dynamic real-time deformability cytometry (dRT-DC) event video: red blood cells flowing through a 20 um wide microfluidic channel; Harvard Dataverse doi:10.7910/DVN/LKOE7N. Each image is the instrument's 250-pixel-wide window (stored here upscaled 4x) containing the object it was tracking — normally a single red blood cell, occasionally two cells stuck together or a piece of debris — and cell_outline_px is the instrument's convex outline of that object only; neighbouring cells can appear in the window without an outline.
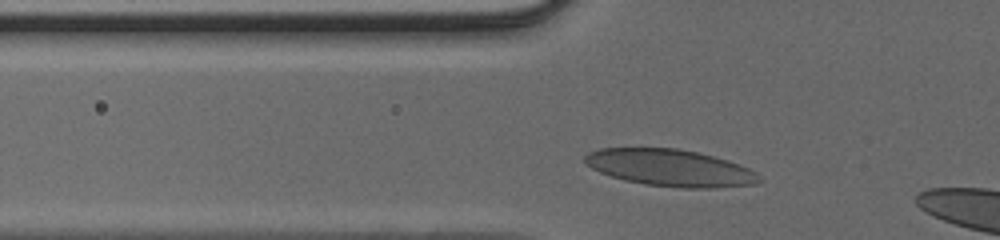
{"species": "human", "species_latin": "Homo sapiens", "temperature_condition": "cold", "stored_images_in_passage": 32, "camera_frame_rate_fps": 3000, "um_per_image_px": 0.085, "donor": {"sex": "male"}, "frame": {"image": 1, "passage_image": 5, "time_ms": 1.333, "image_size_px": [1000, 240], "cell_outline_px": [[764, 180], [756, 184], [716, 188], [680, 188], [644, 184], [624, 180], [600, 172], [592, 168], [584, 160], [584, 156], [588, 152], [600, 148], [676, 148], [696, 152], [728, 160], [740, 164], [756, 172]], "centroid_in_image_um": [57.0, 14.27], "position_along_channel_um": 68.8, "area_um2": 37.57}}
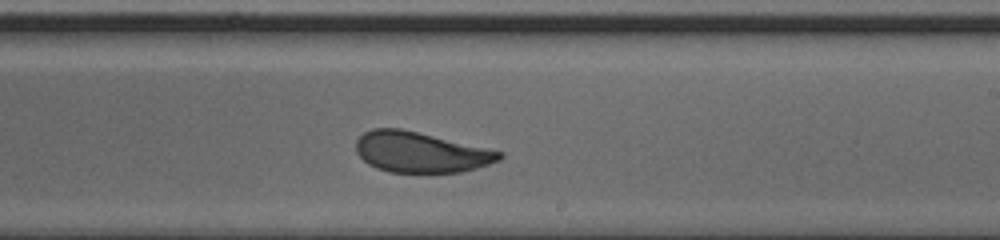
{"frame": {"image": 2, "passage_image": 20, "time_ms": 6.333, "image_size_px": [1000, 240], "cell_outline_px": [[504, 156], [500, 160], [464, 172], [428, 176], [388, 172], [376, 168], [368, 164], [356, 152], [356, 140], [364, 132], [372, 128], [400, 128], [488, 148], [504, 152]], "centroid_in_image_um": [35.77, 12.99], "position_along_channel_um": 253.2, "area_um2": 34.97}}
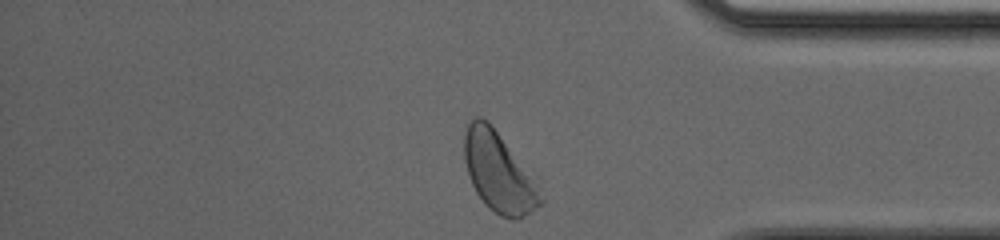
{"frame": {"image": 3, "passage_image": 32, "time_ms": 10.333, "image_size_px": [1000, 240], "cell_outline_px": [[544, 204], [520, 220], [512, 220], [500, 216], [488, 208], [484, 204], [476, 192], [472, 184], [464, 160], [464, 132], [468, 120], [476, 116], [480, 116], [488, 120], [540, 180], [544, 200]], "centroid_in_image_um": [42.47, 14.65], "position_along_channel_um": 392.7, "area_um2": 37.05}}